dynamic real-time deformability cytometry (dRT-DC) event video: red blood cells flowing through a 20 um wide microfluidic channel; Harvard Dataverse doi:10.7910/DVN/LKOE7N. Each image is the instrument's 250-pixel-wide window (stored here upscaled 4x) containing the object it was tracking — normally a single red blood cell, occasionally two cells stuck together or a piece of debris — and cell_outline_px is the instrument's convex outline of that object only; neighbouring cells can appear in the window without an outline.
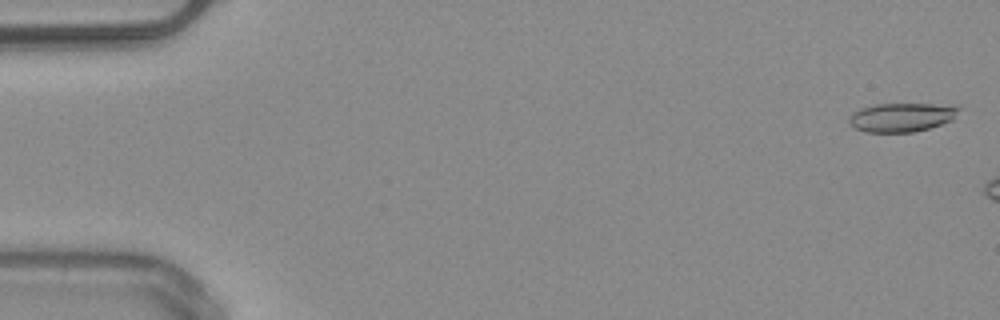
{"species": "common noctule bat (a hibernating species)", "species_latin": "Nyctalus noctula", "temperature_condition": "warm", "stored_images_in_passage": 7, "camera_frame_rate_fps": 3000, "um_per_image_px": 0.085, "animal": {"sex": "male", "body_mass_g": 20.4}, "frame": {"image": 1, "passage_image": 2, "time_ms": 0.333, "image_size_px": [1000, 320], "cell_outline_px": [[964, 108], [952, 120], [928, 128], [912, 132], [864, 132], [848, 124], [848, 116], [852, 112], [860, 108], [876, 104], [960, 104]], "centroid_in_image_um": [76.69, 9.95], "position_along_channel_um": 8.3, "area_um2": 18.9}}